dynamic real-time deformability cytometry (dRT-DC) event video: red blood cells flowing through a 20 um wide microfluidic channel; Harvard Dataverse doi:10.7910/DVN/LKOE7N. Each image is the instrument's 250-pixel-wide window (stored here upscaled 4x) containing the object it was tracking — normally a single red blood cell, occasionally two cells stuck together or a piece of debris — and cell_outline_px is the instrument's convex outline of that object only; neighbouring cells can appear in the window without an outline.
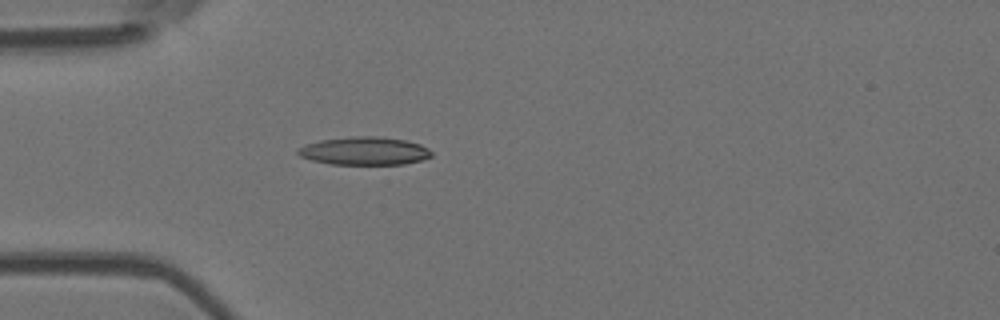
{"species": "Egyptian fruit bat (a non-hibernating species)", "species_latin": "Rousettus aegyptiacus", "temperature_condition": "room temperature", "stored_images_in_passage": 3, "camera_frame_rate_fps": 3000, "um_per_image_px": 0.085, "animal": {"sex": "female"}, "frame": {"image": 1, "passage_image": 3, "time_ms": 2.333, "image_size_px": [1000, 320], "cell_outline_px": [[432, 156], [420, 160], [404, 164], [332, 164], [312, 160], [300, 156], [296, 152], [296, 148], [304, 144], [320, 140], [356, 136], [380, 136], [404, 140], [420, 144], [428, 148], [432, 152]], "centroid_in_image_um": [30.95, 12.82], "position_along_channel_um": 54.1, "area_um2": 21.85}}